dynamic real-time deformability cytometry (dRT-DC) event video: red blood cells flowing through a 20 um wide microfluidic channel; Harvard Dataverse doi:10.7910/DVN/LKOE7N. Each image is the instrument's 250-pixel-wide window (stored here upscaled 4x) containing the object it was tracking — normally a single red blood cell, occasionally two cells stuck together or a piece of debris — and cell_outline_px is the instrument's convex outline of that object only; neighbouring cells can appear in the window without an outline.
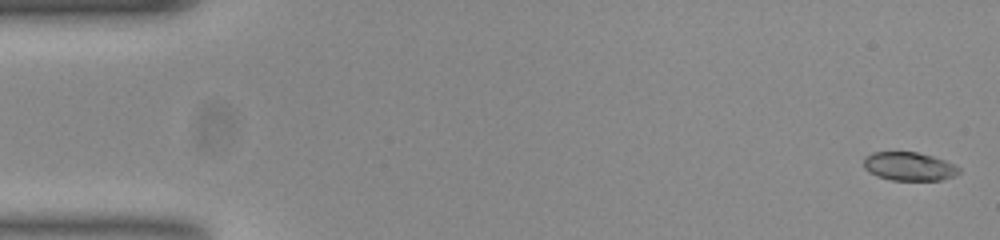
{"species": "common noctule bat (a hibernating species)", "species_latin": "Nyctalus noctula", "temperature_condition": "room temperature", "stored_images_in_passage": 54, "camera_frame_rate_fps": 3000, "um_per_image_px": 0.085, "animal": {"sex": "female", "body_mass_g": 23.0, "forearm_length_mm": 53.4}, "frame": {"image": 1, "passage_image": 2, "time_ms": 0.333, "image_size_px": [1000, 240], "cell_outline_px": [[960, 172], [956, 176], [940, 180], [892, 180], [876, 176], [868, 172], [864, 168], [864, 156], [872, 152], [916, 152], [932, 156], [944, 160], [960, 168]], "centroid_in_image_um": [77.25, 14.15], "position_along_channel_um": 7.8, "area_um2": 15.9}}
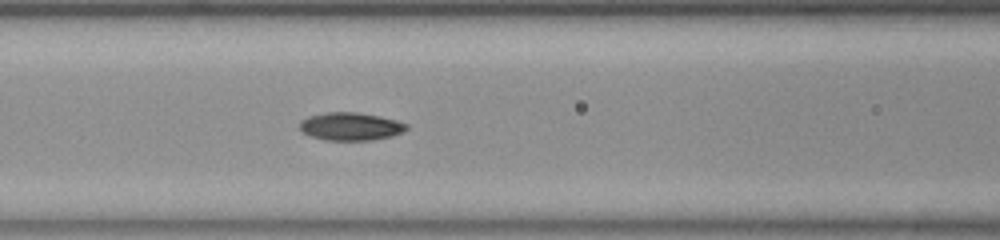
{"frame": {"image": 2, "passage_image": 23, "time_ms": 7.333, "image_size_px": [1000, 240], "cell_outline_px": [[408, 128], [404, 132], [392, 136], [372, 140], [324, 140], [312, 136], [304, 132], [300, 128], [300, 120], [308, 116], [324, 112], [356, 112], [380, 116], [396, 120], [408, 124]], "centroid_in_image_um": [29.82, 10.74], "position_along_channel_um": 136.8, "area_um2": 17.46}}
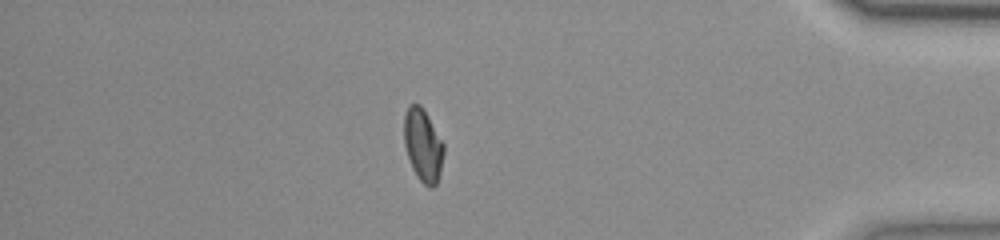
{"frame": {"image": 3, "passage_image": 47, "time_ms": 15.333, "image_size_px": [1000, 240], "cell_outline_px": [[444, 152], [440, 172], [436, 184], [432, 188], [428, 188], [420, 180], [412, 168], [404, 144], [404, 116], [408, 108], [412, 104], [420, 104], [428, 116], [444, 144]], "centroid_in_image_um": [35.96, 12.36], "position_along_channel_um": 399.2, "area_um2": 16.65}, "authors_computed_cell_mechanics": {"area_um2": 16.762, "velocity_mm_per_s": 3.8, "shape_relaxation_time_tau1_ms": 7.271, "shape_relaxation_time_tau2_ms": 1.5644, "deformation_change_tau1": 0.1831, "deformation_change_tau2": 0.056}}